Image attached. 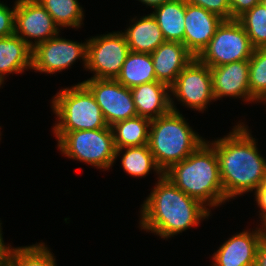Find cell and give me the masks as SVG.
<instances>
[{"mask_svg": "<svg viewBox=\"0 0 266 266\" xmlns=\"http://www.w3.org/2000/svg\"><path fill=\"white\" fill-rule=\"evenodd\" d=\"M237 123L227 136L209 143L215 148L226 200L253 192L266 179V159L248 126Z\"/></svg>", "mask_w": 266, "mask_h": 266, "instance_id": "6da1fadb", "label": "cell"}, {"mask_svg": "<svg viewBox=\"0 0 266 266\" xmlns=\"http://www.w3.org/2000/svg\"><path fill=\"white\" fill-rule=\"evenodd\" d=\"M140 207L141 230L168 239L200 224L211 214L208 207L176 187L164 174L157 178Z\"/></svg>", "mask_w": 266, "mask_h": 266, "instance_id": "7a4b0ae2", "label": "cell"}, {"mask_svg": "<svg viewBox=\"0 0 266 266\" xmlns=\"http://www.w3.org/2000/svg\"><path fill=\"white\" fill-rule=\"evenodd\" d=\"M164 175L181 191L209 206V209L227 201L218 158L209 141L203 142L181 162L173 164Z\"/></svg>", "mask_w": 266, "mask_h": 266, "instance_id": "3957f363", "label": "cell"}, {"mask_svg": "<svg viewBox=\"0 0 266 266\" xmlns=\"http://www.w3.org/2000/svg\"><path fill=\"white\" fill-rule=\"evenodd\" d=\"M173 100L174 97H171L172 110L151 120L149 129L148 146L163 173L173 164L187 158L206 141L192 130Z\"/></svg>", "mask_w": 266, "mask_h": 266, "instance_id": "277c9868", "label": "cell"}, {"mask_svg": "<svg viewBox=\"0 0 266 266\" xmlns=\"http://www.w3.org/2000/svg\"><path fill=\"white\" fill-rule=\"evenodd\" d=\"M57 116L53 132L94 130L108 127L100 106L91 92L80 82L62 88L52 99Z\"/></svg>", "mask_w": 266, "mask_h": 266, "instance_id": "5b68a950", "label": "cell"}, {"mask_svg": "<svg viewBox=\"0 0 266 266\" xmlns=\"http://www.w3.org/2000/svg\"><path fill=\"white\" fill-rule=\"evenodd\" d=\"M58 149L66 157L98 169L108 170L116 158V147L111 127L94 130L54 132Z\"/></svg>", "mask_w": 266, "mask_h": 266, "instance_id": "8992f818", "label": "cell"}, {"mask_svg": "<svg viewBox=\"0 0 266 266\" xmlns=\"http://www.w3.org/2000/svg\"><path fill=\"white\" fill-rule=\"evenodd\" d=\"M250 39L237 19L223 20L208 45L196 57L210 68L249 60L254 51Z\"/></svg>", "mask_w": 266, "mask_h": 266, "instance_id": "52a82bcc", "label": "cell"}, {"mask_svg": "<svg viewBox=\"0 0 266 266\" xmlns=\"http://www.w3.org/2000/svg\"><path fill=\"white\" fill-rule=\"evenodd\" d=\"M123 32H111L87 39L86 68L94 79H116L129 53Z\"/></svg>", "mask_w": 266, "mask_h": 266, "instance_id": "ba28073f", "label": "cell"}, {"mask_svg": "<svg viewBox=\"0 0 266 266\" xmlns=\"http://www.w3.org/2000/svg\"><path fill=\"white\" fill-rule=\"evenodd\" d=\"M170 92L188 108L204 111L211 101H215L210 67L195 57L179 73Z\"/></svg>", "mask_w": 266, "mask_h": 266, "instance_id": "9c48e42d", "label": "cell"}, {"mask_svg": "<svg viewBox=\"0 0 266 266\" xmlns=\"http://www.w3.org/2000/svg\"><path fill=\"white\" fill-rule=\"evenodd\" d=\"M81 83L95 98L109 127L138 116L131 90L116 79L89 78Z\"/></svg>", "mask_w": 266, "mask_h": 266, "instance_id": "30bf717a", "label": "cell"}, {"mask_svg": "<svg viewBox=\"0 0 266 266\" xmlns=\"http://www.w3.org/2000/svg\"><path fill=\"white\" fill-rule=\"evenodd\" d=\"M87 40L84 43L56 35L32 48V68L35 72L54 74L72 66L77 59L86 68ZM81 58V59H80Z\"/></svg>", "mask_w": 266, "mask_h": 266, "instance_id": "8fae6325", "label": "cell"}, {"mask_svg": "<svg viewBox=\"0 0 266 266\" xmlns=\"http://www.w3.org/2000/svg\"><path fill=\"white\" fill-rule=\"evenodd\" d=\"M14 34L31 48L60 33L59 26L38 0H16ZM31 39H35L34 42Z\"/></svg>", "mask_w": 266, "mask_h": 266, "instance_id": "7c38bea8", "label": "cell"}, {"mask_svg": "<svg viewBox=\"0 0 266 266\" xmlns=\"http://www.w3.org/2000/svg\"><path fill=\"white\" fill-rule=\"evenodd\" d=\"M264 237L263 226L236 233L213 253L212 266H254L258 245Z\"/></svg>", "mask_w": 266, "mask_h": 266, "instance_id": "4fadbf2b", "label": "cell"}, {"mask_svg": "<svg viewBox=\"0 0 266 266\" xmlns=\"http://www.w3.org/2000/svg\"><path fill=\"white\" fill-rule=\"evenodd\" d=\"M215 101L222 97L242 98L257 102L249 90V60L236 61L210 68Z\"/></svg>", "mask_w": 266, "mask_h": 266, "instance_id": "5bb4252c", "label": "cell"}, {"mask_svg": "<svg viewBox=\"0 0 266 266\" xmlns=\"http://www.w3.org/2000/svg\"><path fill=\"white\" fill-rule=\"evenodd\" d=\"M184 45L197 57L208 45L223 19L203 7L185 2Z\"/></svg>", "mask_w": 266, "mask_h": 266, "instance_id": "9a60e30c", "label": "cell"}, {"mask_svg": "<svg viewBox=\"0 0 266 266\" xmlns=\"http://www.w3.org/2000/svg\"><path fill=\"white\" fill-rule=\"evenodd\" d=\"M156 79L171 87L179 73L195 58L180 42H163L151 53Z\"/></svg>", "mask_w": 266, "mask_h": 266, "instance_id": "2e32d148", "label": "cell"}, {"mask_svg": "<svg viewBox=\"0 0 266 266\" xmlns=\"http://www.w3.org/2000/svg\"><path fill=\"white\" fill-rule=\"evenodd\" d=\"M137 115L149 120L169 113L171 108L170 87L153 81L130 89Z\"/></svg>", "mask_w": 266, "mask_h": 266, "instance_id": "e0dca14e", "label": "cell"}, {"mask_svg": "<svg viewBox=\"0 0 266 266\" xmlns=\"http://www.w3.org/2000/svg\"><path fill=\"white\" fill-rule=\"evenodd\" d=\"M131 22L134 23L123 32L130 51L151 54L166 41L151 13L142 16L139 20L135 17Z\"/></svg>", "mask_w": 266, "mask_h": 266, "instance_id": "ac0fdd59", "label": "cell"}, {"mask_svg": "<svg viewBox=\"0 0 266 266\" xmlns=\"http://www.w3.org/2000/svg\"><path fill=\"white\" fill-rule=\"evenodd\" d=\"M32 68V48L15 34L0 38V76ZM6 75V76H5Z\"/></svg>", "mask_w": 266, "mask_h": 266, "instance_id": "d6986e66", "label": "cell"}, {"mask_svg": "<svg viewBox=\"0 0 266 266\" xmlns=\"http://www.w3.org/2000/svg\"><path fill=\"white\" fill-rule=\"evenodd\" d=\"M156 19L166 41L184 44L185 1L171 0L154 8L151 13Z\"/></svg>", "mask_w": 266, "mask_h": 266, "instance_id": "ffe728a7", "label": "cell"}, {"mask_svg": "<svg viewBox=\"0 0 266 266\" xmlns=\"http://www.w3.org/2000/svg\"><path fill=\"white\" fill-rule=\"evenodd\" d=\"M116 80L129 89L157 81L151 54L129 51Z\"/></svg>", "mask_w": 266, "mask_h": 266, "instance_id": "44dd1931", "label": "cell"}, {"mask_svg": "<svg viewBox=\"0 0 266 266\" xmlns=\"http://www.w3.org/2000/svg\"><path fill=\"white\" fill-rule=\"evenodd\" d=\"M120 154H122V168L128 175L135 178L146 177V175L150 174L149 172L151 169L157 173L156 175H158V177L164 174L157 166L148 144L116 149L115 159H117Z\"/></svg>", "mask_w": 266, "mask_h": 266, "instance_id": "7402d4cb", "label": "cell"}, {"mask_svg": "<svg viewBox=\"0 0 266 266\" xmlns=\"http://www.w3.org/2000/svg\"><path fill=\"white\" fill-rule=\"evenodd\" d=\"M151 120L136 116L111 126L116 149L147 145Z\"/></svg>", "mask_w": 266, "mask_h": 266, "instance_id": "603a6c76", "label": "cell"}, {"mask_svg": "<svg viewBox=\"0 0 266 266\" xmlns=\"http://www.w3.org/2000/svg\"><path fill=\"white\" fill-rule=\"evenodd\" d=\"M61 28H81L84 12L78 0H38Z\"/></svg>", "mask_w": 266, "mask_h": 266, "instance_id": "cb8c5ba5", "label": "cell"}, {"mask_svg": "<svg viewBox=\"0 0 266 266\" xmlns=\"http://www.w3.org/2000/svg\"><path fill=\"white\" fill-rule=\"evenodd\" d=\"M41 242L35 245L16 247L10 250L9 263L12 266H57L50 249Z\"/></svg>", "mask_w": 266, "mask_h": 266, "instance_id": "d4e9b609", "label": "cell"}, {"mask_svg": "<svg viewBox=\"0 0 266 266\" xmlns=\"http://www.w3.org/2000/svg\"><path fill=\"white\" fill-rule=\"evenodd\" d=\"M254 48H266V7L260 2L237 19Z\"/></svg>", "mask_w": 266, "mask_h": 266, "instance_id": "484cf974", "label": "cell"}, {"mask_svg": "<svg viewBox=\"0 0 266 266\" xmlns=\"http://www.w3.org/2000/svg\"><path fill=\"white\" fill-rule=\"evenodd\" d=\"M249 90L250 95L257 101V103H265L266 48H255L249 59Z\"/></svg>", "mask_w": 266, "mask_h": 266, "instance_id": "4316f807", "label": "cell"}, {"mask_svg": "<svg viewBox=\"0 0 266 266\" xmlns=\"http://www.w3.org/2000/svg\"><path fill=\"white\" fill-rule=\"evenodd\" d=\"M186 3L203 7L223 20H231L230 0H184Z\"/></svg>", "mask_w": 266, "mask_h": 266, "instance_id": "83f0119b", "label": "cell"}, {"mask_svg": "<svg viewBox=\"0 0 266 266\" xmlns=\"http://www.w3.org/2000/svg\"><path fill=\"white\" fill-rule=\"evenodd\" d=\"M16 2L13 9L0 1V38L14 34Z\"/></svg>", "mask_w": 266, "mask_h": 266, "instance_id": "f1b7e54d", "label": "cell"}, {"mask_svg": "<svg viewBox=\"0 0 266 266\" xmlns=\"http://www.w3.org/2000/svg\"><path fill=\"white\" fill-rule=\"evenodd\" d=\"M262 0H230L231 20L238 19Z\"/></svg>", "mask_w": 266, "mask_h": 266, "instance_id": "f546056e", "label": "cell"}, {"mask_svg": "<svg viewBox=\"0 0 266 266\" xmlns=\"http://www.w3.org/2000/svg\"><path fill=\"white\" fill-rule=\"evenodd\" d=\"M255 201L257 202L258 207L260 208L259 218L261 219V225L266 226V179L262 185L255 190L254 193Z\"/></svg>", "mask_w": 266, "mask_h": 266, "instance_id": "4dcf8cb0", "label": "cell"}, {"mask_svg": "<svg viewBox=\"0 0 266 266\" xmlns=\"http://www.w3.org/2000/svg\"><path fill=\"white\" fill-rule=\"evenodd\" d=\"M254 266H266V236L258 245Z\"/></svg>", "mask_w": 266, "mask_h": 266, "instance_id": "1f68e13d", "label": "cell"}, {"mask_svg": "<svg viewBox=\"0 0 266 266\" xmlns=\"http://www.w3.org/2000/svg\"><path fill=\"white\" fill-rule=\"evenodd\" d=\"M2 223H0V266H5L9 262V254L11 250V245H5L2 235Z\"/></svg>", "mask_w": 266, "mask_h": 266, "instance_id": "d6a6232c", "label": "cell"}, {"mask_svg": "<svg viewBox=\"0 0 266 266\" xmlns=\"http://www.w3.org/2000/svg\"><path fill=\"white\" fill-rule=\"evenodd\" d=\"M142 4H145L146 7L149 6L151 8H156L165 2L171 1V0H139Z\"/></svg>", "mask_w": 266, "mask_h": 266, "instance_id": "836d02e7", "label": "cell"}, {"mask_svg": "<svg viewBox=\"0 0 266 266\" xmlns=\"http://www.w3.org/2000/svg\"><path fill=\"white\" fill-rule=\"evenodd\" d=\"M4 80H5V79H4L3 77L0 76V86L3 84Z\"/></svg>", "mask_w": 266, "mask_h": 266, "instance_id": "e575fe53", "label": "cell"}, {"mask_svg": "<svg viewBox=\"0 0 266 266\" xmlns=\"http://www.w3.org/2000/svg\"><path fill=\"white\" fill-rule=\"evenodd\" d=\"M264 5H265V7H266V0H262L261 1Z\"/></svg>", "mask_w": 266, "mask_h": 266, "instance_id": "d590c367", "label": "cell"}, {"mask_svg": "<svg viewBox=\"0 0 266 266\" xmlns=\"http://www.w3.org/2000/svg\"><path fill=\"white\" fill-rule=\"evenodd\" d=\"M5 266H12L9 262Z\"/></svg>", "mask_w": 266, "mask_h": 266, "instance_id": "8d00e7d4", "label": "cell"}]
</instances>
